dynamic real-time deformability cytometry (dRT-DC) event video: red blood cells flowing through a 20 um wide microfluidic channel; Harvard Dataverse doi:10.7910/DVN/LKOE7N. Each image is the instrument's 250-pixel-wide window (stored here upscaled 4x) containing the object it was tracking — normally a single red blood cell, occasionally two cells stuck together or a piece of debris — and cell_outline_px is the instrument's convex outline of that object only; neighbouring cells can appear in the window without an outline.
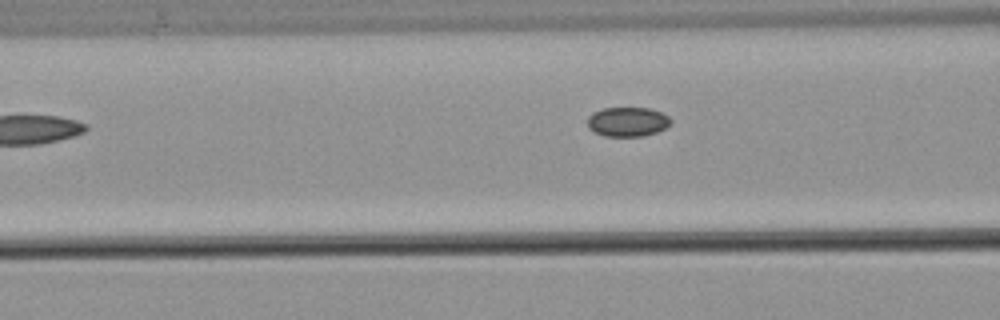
{"species": "common noctule bat (a hibernating species)", "species_latin": "Nyctalus noctula", "temperature_condition": "warm", "stored_images_in_passage": 8, "camera_frame_rate_fps": 3000, "um_per_image_px": 0.085, "animal": {"sex": "male", "body_mass_g": 21.5, "forearm_length_mm": 52.0}, "frame": {"image": 1, "passage_image": 5, "time_ms": 6.0, "image_size_px": [1000, 320], "cell_outline_px": [[672, 120], [664, 128], [656, 132], [644, 136], [604, 136], [588, 128], [588, 116], [592, 112], [600, 108], [648, 108], [660, 112], [668, 116]], "centroid_in_image_um": [53.3, 10.34], "position_along_channel_um": 113.3, "area_um2": 14.22}}